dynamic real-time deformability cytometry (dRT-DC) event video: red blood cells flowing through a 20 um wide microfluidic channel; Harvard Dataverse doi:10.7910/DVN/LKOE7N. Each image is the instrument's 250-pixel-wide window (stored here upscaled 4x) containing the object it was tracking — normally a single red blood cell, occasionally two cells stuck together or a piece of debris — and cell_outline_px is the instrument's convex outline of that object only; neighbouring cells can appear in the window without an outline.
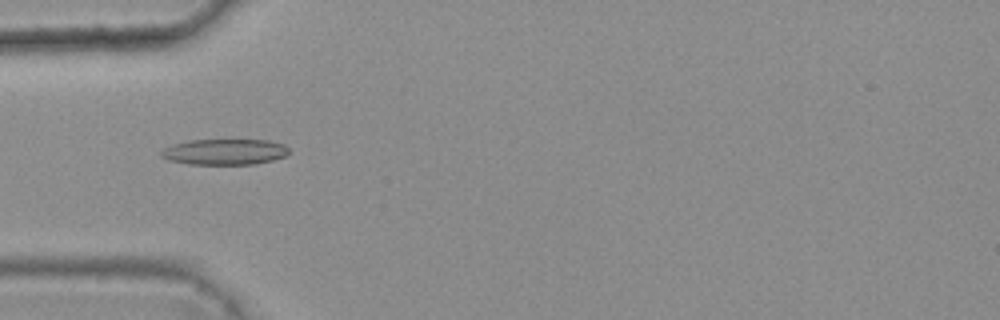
{"species": "common noctule bat (a hibernating species)", "species_latin": "Nyctalus noctula", "temperature_condition": "warm", "stored_images_in_passage": 6, "camera_frame_rate_fps": 3000, "um_per_image_px": 0.085, "animal": {"sex": "female", "body_mass_g": 25.1}, "frame": {"image": 1, "passage_image": 5, "time_ms": 1.333, "image_size_px": [1000, 320], "cell_outline_px": [[288, 152], [284, 156], [272, 160], [256, 164], [188, 164], [168, 160], [160, 156], [160, 152], [164, 148], [172, 144], [188, 140], [268, 140], [284, 144], [288, 148]], "centroid_in_image_um": [19.06, 12.9], "position_along_channel_um": 65.9, "area_um2": 19.25}}
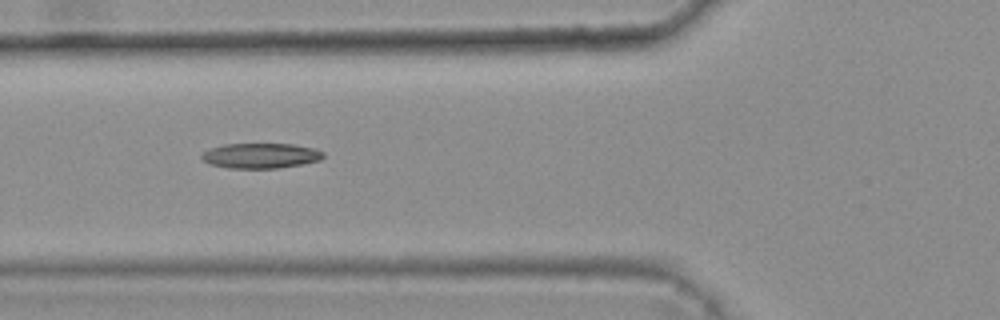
{"frame": {"image": 2, "passage_image": 6, "time_ms": 1.667, "image_size_px": [1000, 320], "cell_outline_px": [[324, 156], [320, 160], [304, 164], [276, 168], [228, 168], [208, 164], [200, 156], [208, 148], [224, 144], [292, 144], [316, 148], [324, 152]], "centroid_in_image_um": [22.16, 13.23], "position_along_channel_um": 103.6, "area_um2": 17.98}}